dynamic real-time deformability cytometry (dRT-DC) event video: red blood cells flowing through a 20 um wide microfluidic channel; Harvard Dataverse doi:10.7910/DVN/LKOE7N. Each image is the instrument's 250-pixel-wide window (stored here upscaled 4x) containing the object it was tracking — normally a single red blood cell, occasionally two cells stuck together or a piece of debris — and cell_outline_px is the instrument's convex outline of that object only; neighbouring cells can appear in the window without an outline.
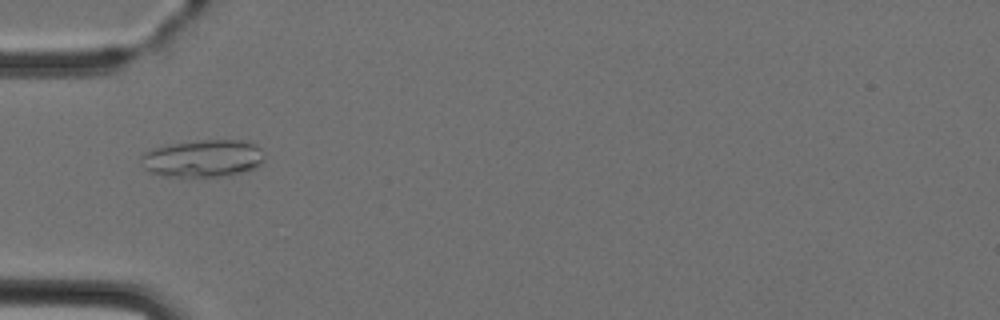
{"species": "Egyptian fruit bat (a non-hibernating species)", "species_latin": "Rousettus aegyptiacus", "temperature_condition": "cold", "stored_images_in_passage": 3, "camera_frame_rate_fps": 3000, "um_per_image_px": 0.085, "animal": {"sex": "female"}, "frame": {"image": 1, "passage_image": 3, "time_ms": 2.667, "image_size_px": [1000, 320], "cell_outline_px": [[264, 160], [260, 164], [252, 168], [232, 176], [168, 176], [152, 172], [144, 168], [140, 160], [140, 156], [144, 152], [168, 144], [204, 140], [244, 140], [260, 148], [264, 156]], "centroid_in_image_um": [17.25, 13.46], "position_along_channel_um": 67.7, "area_um2": 26.65}}